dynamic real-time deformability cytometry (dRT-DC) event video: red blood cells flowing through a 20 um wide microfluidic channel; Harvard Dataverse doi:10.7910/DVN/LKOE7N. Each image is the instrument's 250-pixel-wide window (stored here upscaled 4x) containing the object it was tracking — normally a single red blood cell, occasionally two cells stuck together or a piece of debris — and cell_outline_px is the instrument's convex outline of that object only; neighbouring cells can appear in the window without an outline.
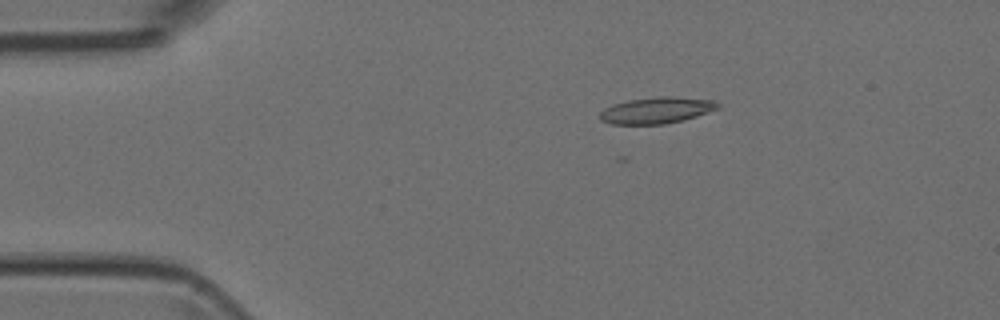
{"species": "Egyptian fruit bat (a non-hibernating species)", "species_latin": "Rousettus aegyptiacus", "temperature_condition": "room temperature", "stored_images_in_passage": 45, "camera_frame_rate_fps": 3000, "um_per_image_px": 0.085, "animal": {"sex": "female"}, "frame": {"image": 1, "passage_image": 5, "time_ms": 1.333, "image_size_px": [1000, 320], "cell_outline_px": [[720, 108], [696, 116], [664, 124], [612, 124], [600, 120], [600, 112], [604, 108], [628, 100], [656, 96], [668, 96], [716, 100], [720, 104]], "centroid_in_image_um": [55.83, 9.36], "position_along_channel_um": 29.2, "area_um2": 18.03}}
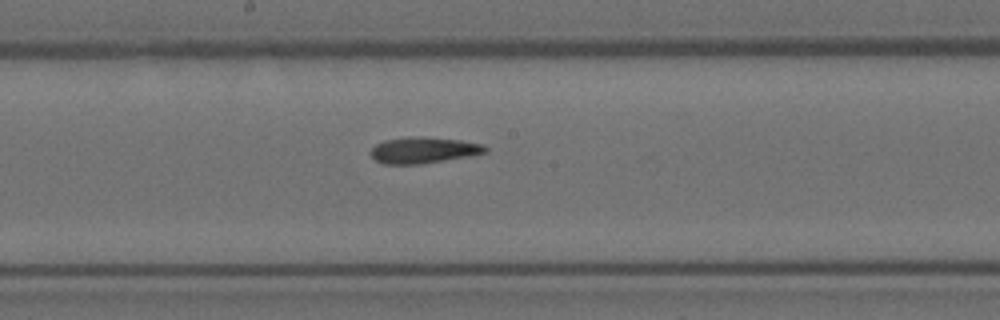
{"frame": {"image": 2, "passage_image": 22, "time_ms": 7.0, "image_size_px": [1000, 320], "cell_outline_px": [[488, 152], [468, 156], [420, 164], [384, 164], [376, 160], [372, 156], [372, 148], [376, 144], [384, 140], [408, 136], [424, 136], [460, 140], [484, 144], [488, 148]], "centroid_in_image_um": [36.02, 12.75], "position_along_channel_um": 212.2, "area_um2": 17.51}}
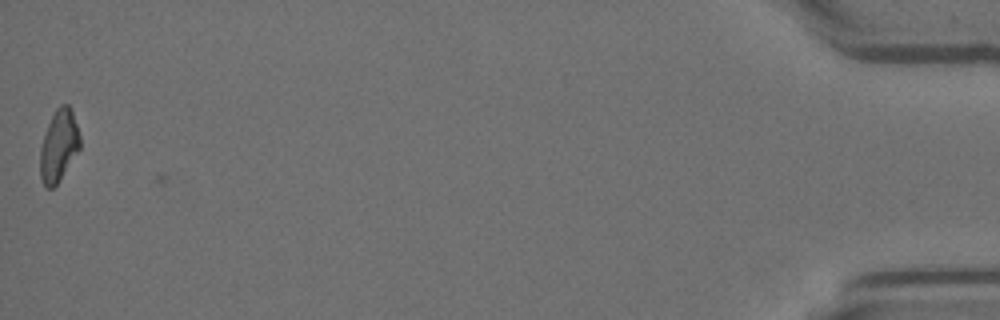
{"frame": {"image": 3, "passage_image": 45, "time_ms": 14.667, "image_size_px": [1000, 320], "cell_outline_px": [[80, 148], [56, 184], [52, 188], [44, 188], [40, 176], [40, 148], [44, 132], [56, 108], [60, 104], [68, 104], [72, 112], [80, 136]], "centroid_in_image_um": [4.97, 12.38], "position_along_channel_um": 430.2, "area_um2": 16.47}}